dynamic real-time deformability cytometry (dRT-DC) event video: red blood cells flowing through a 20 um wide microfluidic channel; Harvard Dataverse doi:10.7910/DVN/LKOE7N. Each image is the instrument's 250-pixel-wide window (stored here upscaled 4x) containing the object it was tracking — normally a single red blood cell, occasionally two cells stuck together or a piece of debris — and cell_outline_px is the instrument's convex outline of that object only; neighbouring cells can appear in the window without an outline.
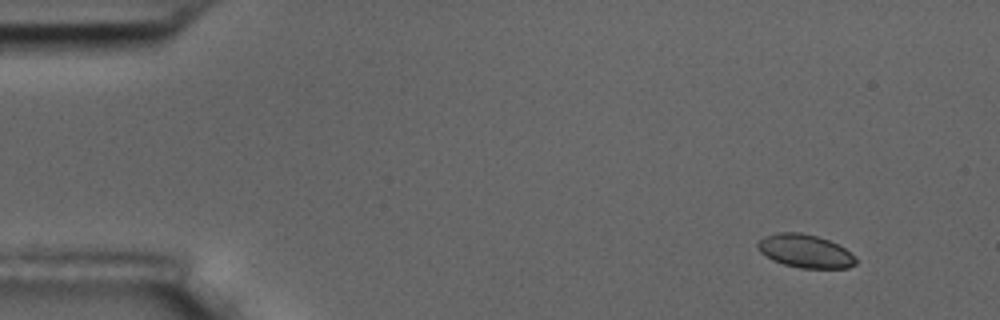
{"species": "common noctule bat (a hibernating species)", "species_latin": "Nyctalus noctula", "temperature_condition": "room temperature", "stored_images_in_passage": 5, "camera_frame_rate_fps": 3000, "um_per_image_px": 0.085, "animal": {"sex": "male", "body_mass_g": 17.5, "forearm_length_mm": 52.3}, "frame": {"image": 1, "passage_image": 1, "time_ms": 0.0, "image_size_px": [1000, 320], "cell_outline_px": [[856, 264], [848, 268], [800, 268], [784, 264], [772, 260], [760, 252], [756, 248], [756, 244], [764, 236], [780, 232], [800, 232], [816, 236], [828, 240], [844, 248], [856, 256]], "centroid_in_image_um": [68.43, 21.35], "position_along_channel_um": 16.6, "area_um2": 19.02}}
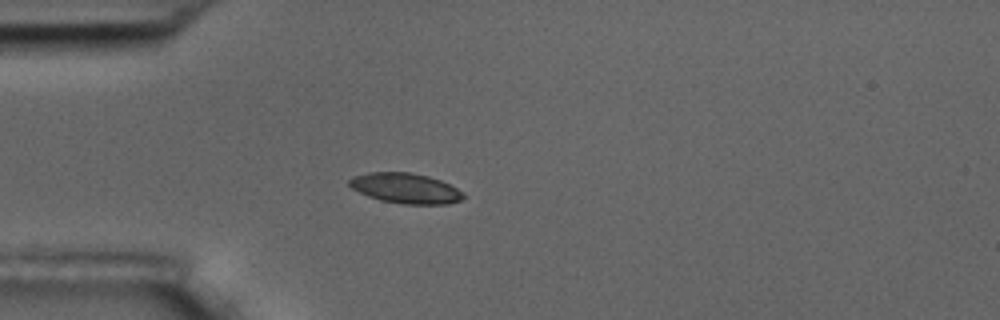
{"frame": {"image": 2, "passage_image": 4, "time_ms": 3.667, "image_size_px": [1000, 320], "cell_outline_px": [[464, 196], [460, 200], [448, 204], [404, 204], [380, 200], [368, 196], [352, 188], [348, 184], [348, 180], [352, 176], [368, 172], [408, 172], [428, 176], [440, 180], [456, 188]], "centroid_in_image_um": [34.42, 15.99], "position_along_channel_um": 50.6, "area_um2": 19.94}}